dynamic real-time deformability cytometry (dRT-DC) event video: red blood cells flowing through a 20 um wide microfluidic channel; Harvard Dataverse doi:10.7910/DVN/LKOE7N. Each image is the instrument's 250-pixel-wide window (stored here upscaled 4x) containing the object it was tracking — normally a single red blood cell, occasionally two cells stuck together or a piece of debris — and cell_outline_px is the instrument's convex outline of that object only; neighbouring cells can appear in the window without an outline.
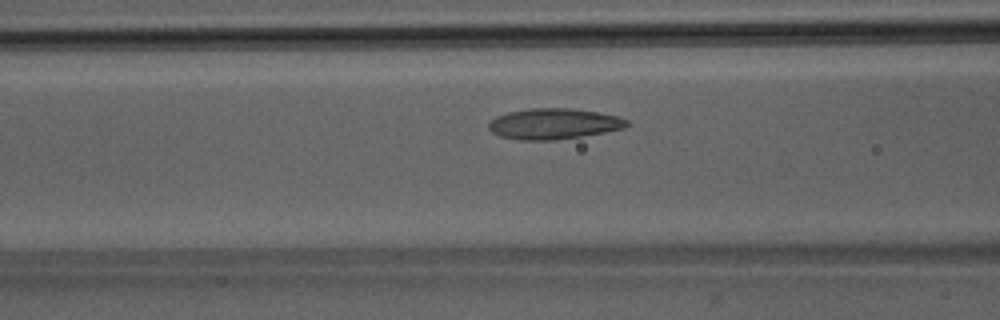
{"species": "Egyptian fruit bat (a non-hibernating species)", "species_latin": "Rousettus aegyptiacus", "temperature_condition": "room temperature", "stored_images_in_passage": 35, "camera_frame_rate_fps": 3000, "um_per_image_px": 0.085, "animal": {"sex": "male"}, "frame": {"image": 1, "passage_image": 5, "time_ms": 1.333, "image_size_px": [1000, 320], "cell_outline_px": [[632, 124], [624, 128], [604, 132], [556, 140], [516, 140], [500, 136], [492, 132], [488, 128], [488, 124], [496, 116], [508, 112], [532, 108], [572, 108], [620, 116], [628, 120]], "centroid_in_image_um": [47.08, 10.52], "position_along_channel_um": 119.5, "area_um2": 24.85}}
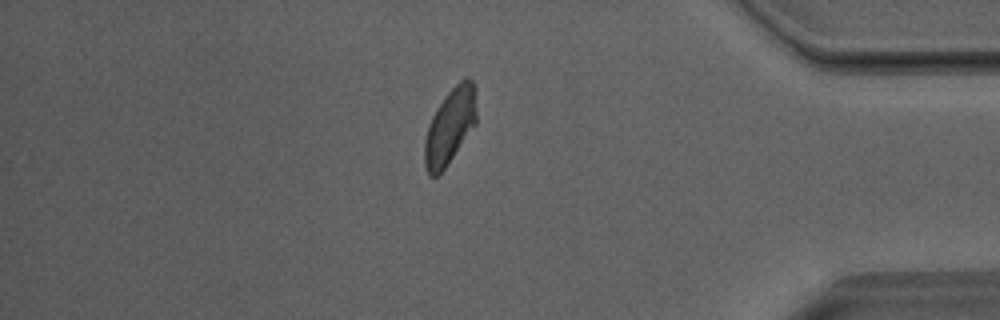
{"frame": {"image": 2, "passage_image": 28, "time_ms": 9.0, "image_size_px": [1000, 320], "cell_outline_px": [[476, 124], [444, 168], [436, 176], [428, 176], [424, 164], [424, 140], [428, 124], [436, 108], [448, 92], [464, 76], [468, 76], [472, 80], [476, 88]], "centroid_in_image_um": [38.25, 10.69], "position_along_channel_um": 397.0, "area_um2": 23.0}}
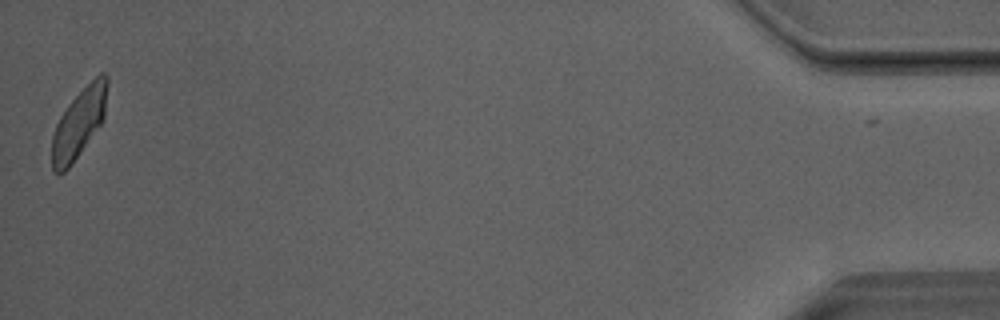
{"frame": {"image": 3, "passage_image": 35, "time_ms": 11.333, "image_size_px": [1000, 320], "cell_outline_px": [[108, 80], [104, 120], [72, 164], [60, 176], [52, 172], [52, 136], [56, 124], [60, 116], [68, 104], [100, 72], [104, 72], [108, 76]], "centroid_in_image_um": [6.7, 10.5], "position_along_channel_um": 428.5, "area_um2": 22.37}, "authors_computed_cell_mechanics": {"area_um2": 23.2356, "velocity_mm_per_s": 4.0218, "shape_relaxation_time_tau1_ms": 4.9169, "shape_relaxation_time_tau2_ms": 1.9567, "deformation_change_tau1": 0.1422, "deformation_change_tau2": 0.0794}}